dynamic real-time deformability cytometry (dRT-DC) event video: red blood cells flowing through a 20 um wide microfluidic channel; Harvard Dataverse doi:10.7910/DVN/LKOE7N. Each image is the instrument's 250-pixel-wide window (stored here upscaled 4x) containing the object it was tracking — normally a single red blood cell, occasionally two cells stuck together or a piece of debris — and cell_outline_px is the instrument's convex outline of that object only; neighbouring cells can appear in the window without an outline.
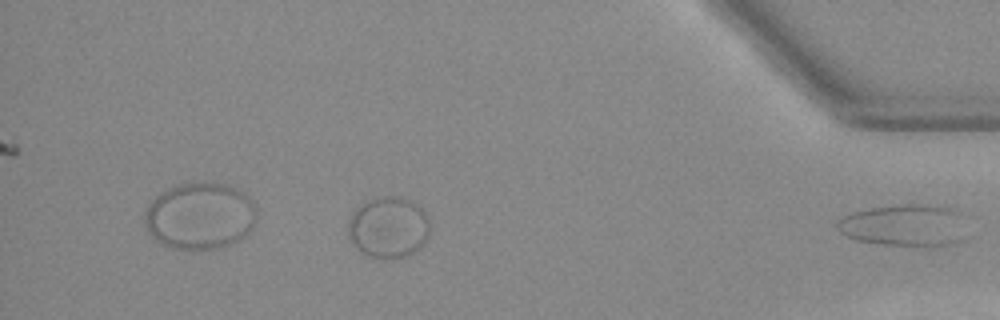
{"species": "Egyptian fruit bat (a non-hibernating species)", "species_latin": "Rousettus aegyptiacus", "temperature_condition": "warm", "stored_images_in_passage": 34, "segment_of_instrument_passage": [2, 2], "camera_frame_rate_fps": 3000, "um_per_image_px": 0.085, "animal": {"sex": "female"}, "frame": {"image": 1, "passage_image": 34, "time_ms": 11.0, "image_size_px": [1000, 320], "cell_outline_px": [[960, 240], [948, 244], [884, 244], [860, 240], [844, 236], [840, 232], [836, 224], [844, 216], [852, 212], [868, 208], [904, 204], [916, 204], [952, 208], [956, 212]], "centroid_in_image_um": [76.69, 19.12], "position_along_channel_um": 358.5, "area_um2": 29.82}}